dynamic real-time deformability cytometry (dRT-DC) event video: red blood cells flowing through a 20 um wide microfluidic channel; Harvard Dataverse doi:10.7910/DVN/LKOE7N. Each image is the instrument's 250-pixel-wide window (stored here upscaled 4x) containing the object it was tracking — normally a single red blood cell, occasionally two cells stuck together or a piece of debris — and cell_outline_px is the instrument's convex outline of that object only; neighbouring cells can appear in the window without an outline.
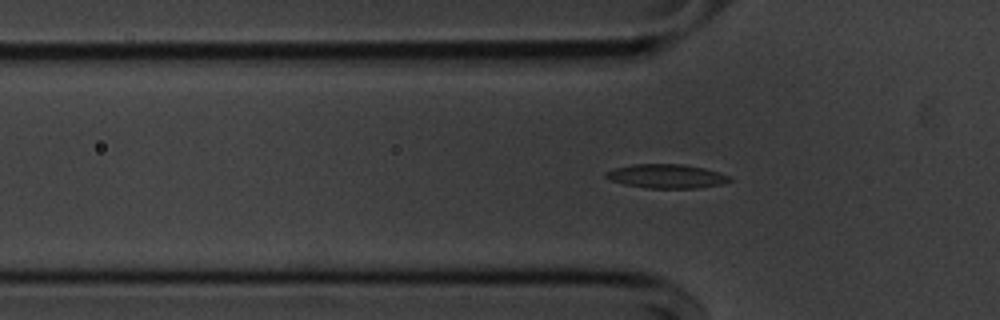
{"species": "common noctule bat (a hibernating species)", "species_latin": "Nyctalus noctula", "temperature_condition": "cold", "stored_images_in_passage": 44, "segment_of_instrument_passage": [1, 2], "camera_frame_rate_fps": 3000, "um_per_image_px": 0.085, "animal": {"sex": "male", "body_mass_g": 20.1, "forearm_length_mm": 53.5}, "frame": {"image": 1, "passage_image": 5, "time_ms": 1.333, "image_size_px": [1000, 320], "cell_outline_px": [[732, 180], [720, 184], [696, 188], [648, 188], [624, 184], [612, 180], [604, 176], [604, 172], [616, 168], [632, 164], [684, 164], [704, 168], [732, 176]], "centroid_in_image_um": [56.66, 14.97], "position_along_channel_um": 69.1, "area_um2": 17.22}}
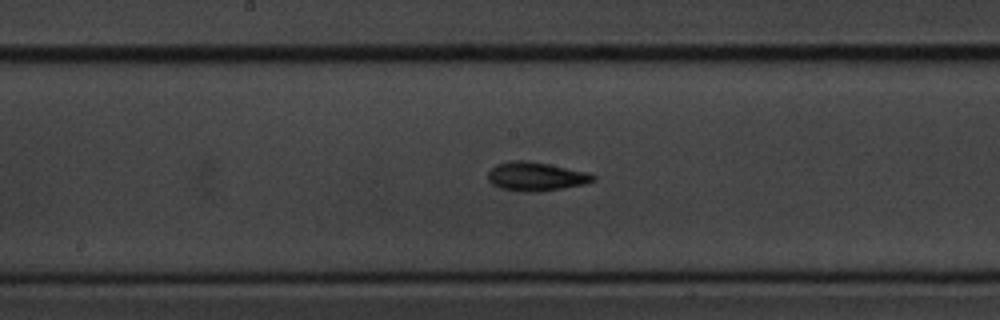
{"frame": {"image": 2, "passage_image": 16, "time_ms": 5.0, "image_size_px": [1000, 320], "cell_outline_px": [[596, 180], [584, 184], [560, 188], [532, 192], [528, 192], [500, 188], [492, 184], [488, 180], [488, 172], [496, 164], [512, 160], [524, 160], [548, 164], [588, 172], [596, 176]], "centroid_in_image_um": [45.54, 14.99], "position_along_channel_um": 202.7, "area_um2": 17.46}}
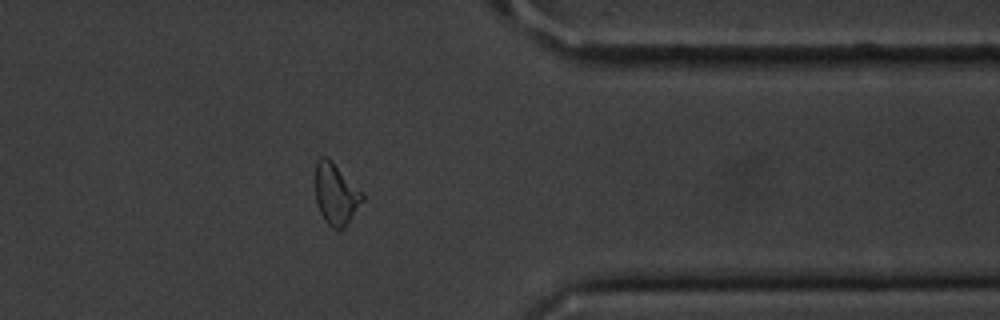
{"frame": {"image": 3, "passage_image": 32, "time_ms": 10.333, "image_size_px": [1000, 320], "cell_outline_px": [[364, 200], [344, 228], [332, 228], [324, 220], [320, 212], [316, 200], [316, 160], [320, 156], [328, 156], [364, 192]], "centroid_in_image_um": [28.57, 16.45], "position_along_channel_um": 382.8, "area_um2": 16.99}}